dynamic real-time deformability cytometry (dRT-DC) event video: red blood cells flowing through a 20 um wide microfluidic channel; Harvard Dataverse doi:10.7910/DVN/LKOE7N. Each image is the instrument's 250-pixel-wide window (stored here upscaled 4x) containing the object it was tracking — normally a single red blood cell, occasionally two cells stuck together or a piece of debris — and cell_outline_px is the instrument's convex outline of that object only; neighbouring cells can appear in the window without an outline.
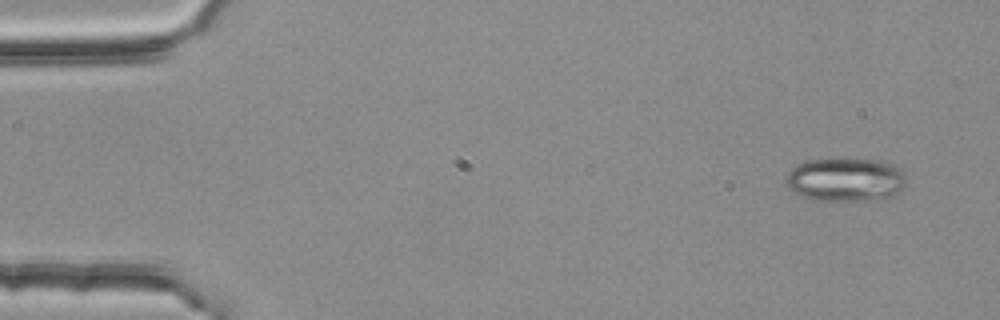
{"species": "common noctule bat (a hibernating species)", "species_latin": "Nyctalus noctula", "temperature_condition": "room temperature", "stored_images_in_passage": 4, "camera_frame_rate_fps": 3000, "um_per_image_px": 0.085, "animal": {"sex": "female", "body_mass_g": 25.1}, "frame": {"image": 1, "passage_image": 1, "time_ms": 0.0, "image_size_px": [1000, 320], "cell_outline_px": [[908, 180], [904, 188], [896, 196], [884, 200], [816, 200], [800, 196], [792, 192], [788, 188], [784, 180], [788, 172], [796, 164], [804, 160], [884, 160], [896, 164], [904, 172]], "centroid_in_image_um": [71.93, 15.29], "position_along_channel_um": 13.1, "area_um2": 31.27}}